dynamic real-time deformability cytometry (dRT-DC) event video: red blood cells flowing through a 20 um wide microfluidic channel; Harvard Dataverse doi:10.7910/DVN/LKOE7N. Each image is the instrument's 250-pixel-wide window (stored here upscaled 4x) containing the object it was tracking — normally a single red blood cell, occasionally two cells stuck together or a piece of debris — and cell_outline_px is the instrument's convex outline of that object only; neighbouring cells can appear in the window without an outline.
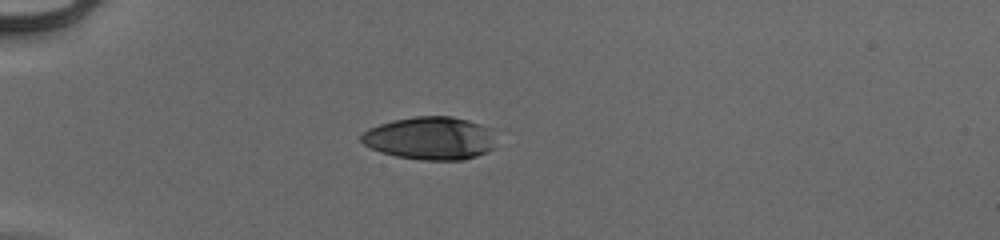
{"species": "human", "species_latin": "Homo sapiens", "temperature_condition": "cold", "stored_images_in_passage": 39, "camera_frame_rate_fps": 3000, "um_per_image_px": 0.085, "donor": {"sex": "male"}, "frame": {"image": 1, "passage_image": 1, "time_ms": 0.0, "image_size_px": [1000, 240], "cell_outline_px": [[492, 148], [476, 156], [464, 160], [420, 160], [396, 156], [380, 152], [364, 144], [360, 140], [360, 136], [368, 128], [380, 124], [396, 120], [416, 116], [452, 116], [468, 120], [492, 128]], "centroid_in_image_um": [36.54, 11.75], "position_along_channel_um": 48.5, "area_um2": 33.52}}
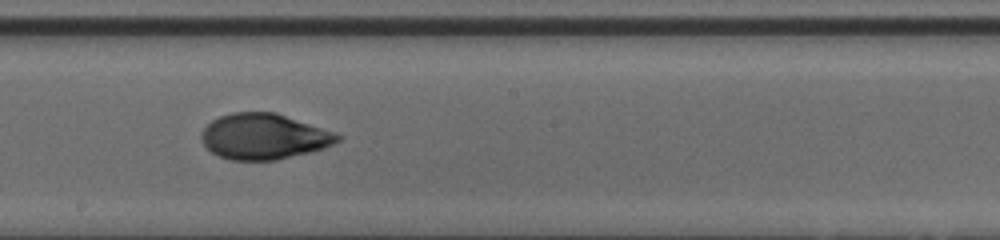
{"frame": {"image": 2, "passage_image": 17, "time_ms": 5.333, "image_size_px": [1000, 240], "cell_outline_px": [[344, 136], [340, 140], [324, 148], [276, 160], [232, 160], [220, 156], [212, 152], [204, 144], [200, 136], [200, 132], [212, 120], [220, 116], [232, 112], [276, 112], [336, 132]], "centroid_in_image_um": [22.45, 11.59], "position_along_channel_um": 225.8, "area_um2": 36.24}}
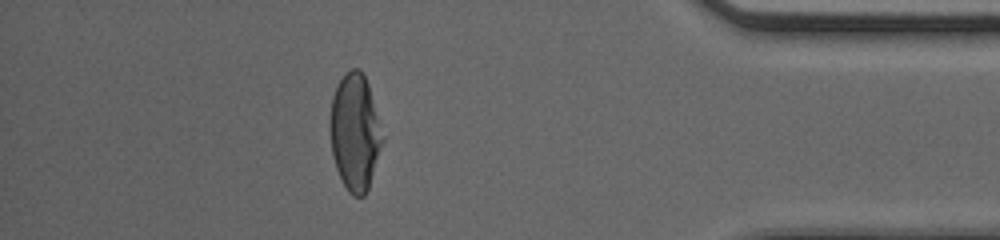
{"frame": {"image": 3, "passage_image": 33, "time_ms": 10.667, "image_size_px": [1000, 240], "cell_outline_px": [[384, 140], [368, 188], [364, 196], [352, 196], [348, 192], [336, 168], [332, 152], [328, 128], [332, 96], [340, 80], [352, 68], [360, 68], [368, 84]], "centroid_in_image_um": [30.15, 11.25], "position_along_channel_um": 405.1, "area_um2": 35.37}, "authors_computed_cell_mechanics": {"area_um2": 35.7204, "velocity_mm_per_s": 3.9525, "shape_relaxation_time_tau1_ms": 6.9599, "shape_relaxation_time_tau2_ms": 1.5144, "deformation_change_tau1": 0.2611, "deformation_change_tau2": 0.0394}}